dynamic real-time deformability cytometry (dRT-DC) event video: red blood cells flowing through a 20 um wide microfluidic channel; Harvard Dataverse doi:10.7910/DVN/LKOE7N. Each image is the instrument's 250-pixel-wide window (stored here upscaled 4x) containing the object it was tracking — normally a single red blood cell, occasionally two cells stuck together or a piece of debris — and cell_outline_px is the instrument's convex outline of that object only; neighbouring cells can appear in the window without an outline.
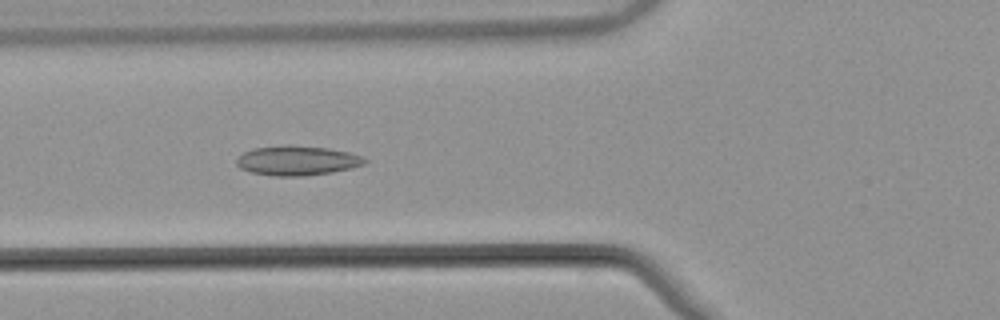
{"species": "common noctule bat (a hibernating species)", "species_latin": "Nyctalus noctula", "temperature_condition": "warm", "stored_images_in_passage": 52, "camera_frame_rate_fps": 3000, "um_per_image_px": 0.085, "animal": {"sex": "male", "body_mass_g": 21.5, "forearm_length_mm": 52.0}, "frame": {"image": 1, "passage_image": 19, "time_ms": 6.0, "image_size_px": [1000, 320], "cell_outline_px": [[368, 160], [364, 164], [352, 168], [332, 172], [304, 176], [272, 176], [252, 172], [240, 168], [236, 164], [236, 160], [244, 152], [252, 148], [288, 144], [328, 148], [348, 152], [360, 156]], "centroid_in_image_um": [25.24, 13.64], "position_along_channel_um": 100.6, "area_um2": 22.2}}
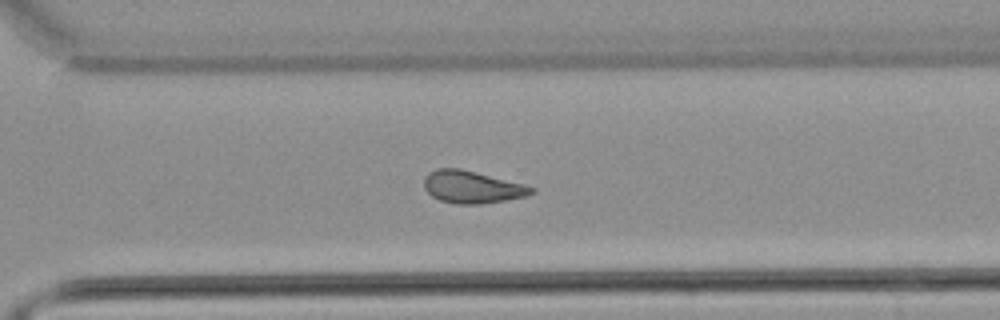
{"frame": {"image": 2, "passage_image": 37, "time_ms": 12.0, "image_size_px": [1000, 320], "cell_outline_px": [[536, 192], [528, 196], [480, 204], [456, 204], [440, 200], [432, 196], [424, 188], [424, 176], [428, 172], [436, 168], [460, 168], [524, 184], [536, 188]], "centroid_in_image_um": [40.12, 15.89], "position_along_channel_um": 330.5, "area_um2": 20.35}}
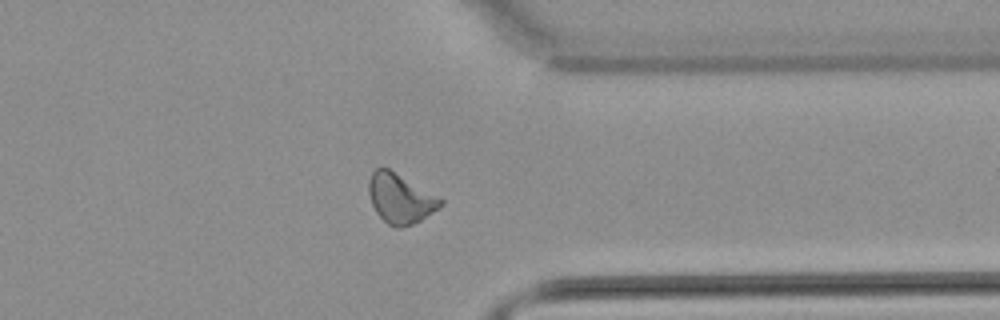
{"frame": {"image": 3, "passage_image": 41, "time_ms": 13.333, "image_size_px": [1000, 320], "cell_outline_px": [[444, 204], [440, 208], [420, 220], [412, 224], [400, 228], [396, 228], [388, 224], [376, 212], [372, 204], [368, 192], [368, 180], [372, 172], [376, 168], [388, 168], [444, 200]], "centroid_in_image_um": [34.02, 16.88], "position_along_channel_um": 377.4, "area_um2": 20.58}, "authors_computed_cell_mechanics": {"area_um2": 20.9236, "velocity_mm_per_s": 3.831, "shape_relaxation_time_tau1_ms": null, "shape_relaxation_time_tau2_ms": 3.3075, "deformation_change_tau1": null, "deformation_change_tau2": 0.1031}}